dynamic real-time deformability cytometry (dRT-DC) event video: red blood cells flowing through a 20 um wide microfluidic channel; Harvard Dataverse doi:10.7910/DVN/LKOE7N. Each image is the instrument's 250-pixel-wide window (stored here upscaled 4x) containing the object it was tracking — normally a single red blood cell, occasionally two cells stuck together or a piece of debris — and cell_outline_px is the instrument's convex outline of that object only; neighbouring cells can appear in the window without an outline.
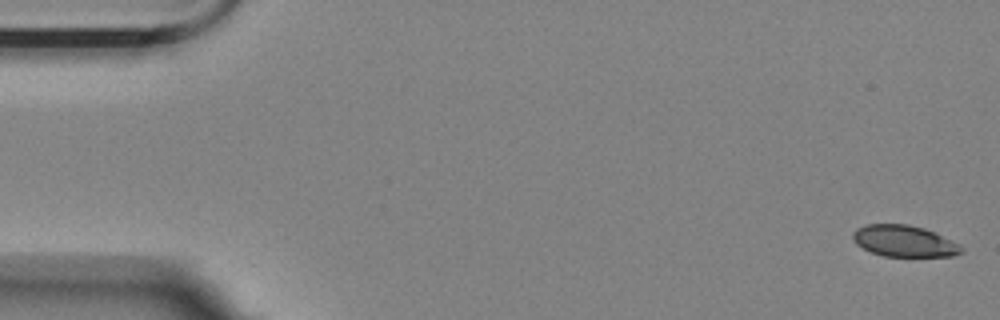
{"species": "Egyptian fruit bat (a non-hibernating species)", "species_latin": "Rousettus aegyptiacus", "temperature_condition": "room temperature", "stored_images_in_passage": 56, "camera_frame_rate_fps": 3000, "um_per_image_px": 0.085, "animal": {"sex": "female"}, "frame": {"image": 1, "passage_image": 1, "time_ms": 0.0, "image_size_px": [1000, 320], "cell_outline_px": [[964, 252], [952, 256], [884, 256], [872, 252], [856, 244], [852, 240], [852, 232], [856, 228], [868, 224], [908, 224], [924, 228], [936, 232], [960, 244], [964, 248]], "centroid_in_image_um": [76.88, 20.48], "position_along_channel_um": 8.1, "area_um2": 20.06}}
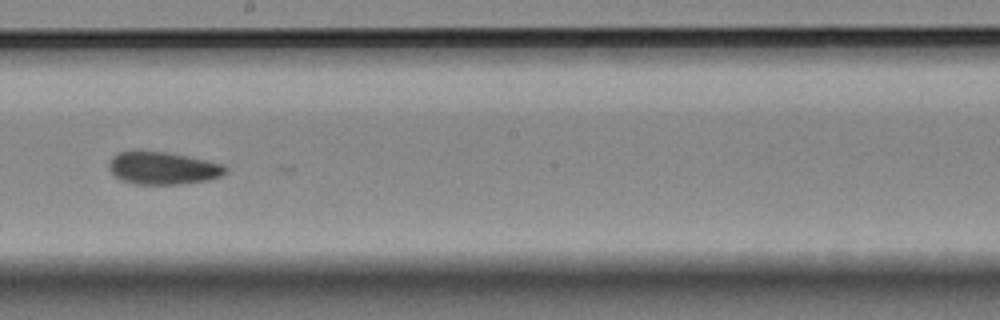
{"frame": {"image": 2, "passage_image": 31, "time_ms": 10.0, "image_size_px": [1000, 320], "cell_outline_px": [[228, 172], [220, 176], [208, 180], [180, 184], [136, 184], [120, 180], [108, 168], [108, 164], [112, 156], [120, 152], [164, 152], [224, 164], [228, 168]], "centroid_in_image_um": [13.85, 14.31], "position_along_channel_um": 234.3, "area_um2": 21.79}}
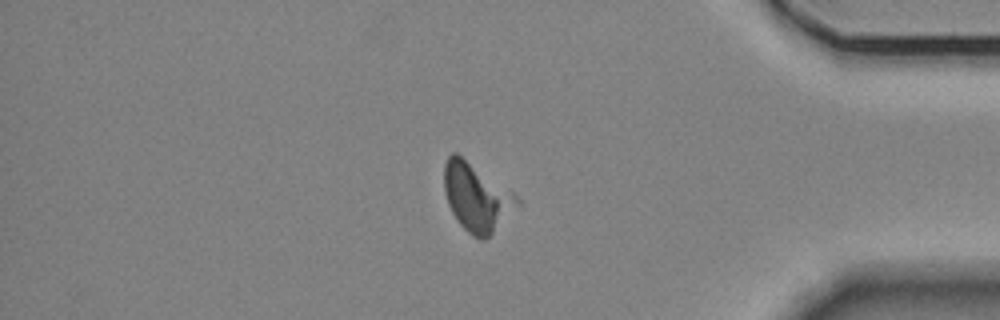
{"frame": {"image": 3, "passage_image": 47, "time_ms": 15.333, "image_size_px": [1000, 320], "cell_outline_px": [[520, 204], [484, 240], [480, 240], [472, 236], [456, 220], [448, 204], [444, 192], [444, 164], [448, 156], [452, 152], [456, 152], [512, 192], [520, 200]], "centroid_in_image_um": [40.46, 16.76], "position_along_channel_um": 394.7, "area_um2": 28.38}, "authors_computed_cell_mechanics": {"area_um2": 21.9351, "velocity_mm_per_s": 3.5702, "shape_relaxation_time_tau1_ms": null, "shape_relaxation_time_tau2_ms": 2.9044, "deformation_change_tau1": null, "deformation_change_tau2": 0.0424}}